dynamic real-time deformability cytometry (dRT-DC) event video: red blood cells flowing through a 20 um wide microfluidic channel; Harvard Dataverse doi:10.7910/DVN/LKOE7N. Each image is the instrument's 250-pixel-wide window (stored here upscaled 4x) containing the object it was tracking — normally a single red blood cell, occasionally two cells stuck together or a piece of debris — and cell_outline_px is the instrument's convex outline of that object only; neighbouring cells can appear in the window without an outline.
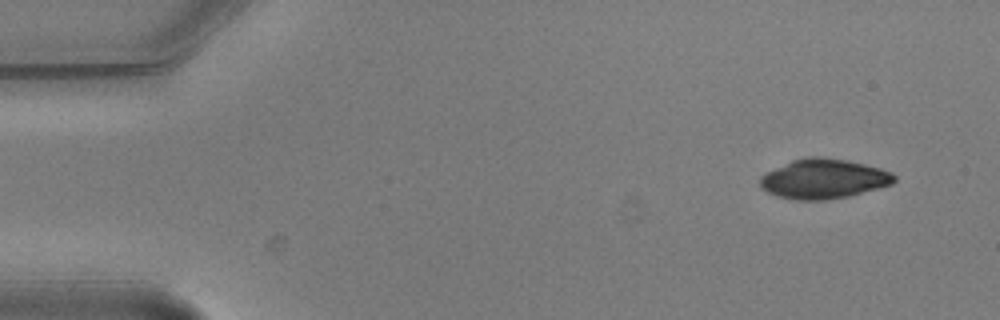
{"species": "common noctule bat (a hibernating species)", "species_latin": "Nyctalus noctula", "temperature_condition": "warm", "stored_images_in_passage": 3, "segment_of_instrument_passage": [2, 2], "camera_frame_rate_fps": 3000, "um_per_image_px": 0.085, "animal": {"sex": "male", "body_mass_g": 20.5, "forearm_length_mm": 52.5}, "frame": {"image": 1, "passage_image": 3, "time_ms": 0.667, "image_size_px": [1000, 320], "cell_outline_px": [[896, 180], [892, 184], [880, 188], [848, 196], [824, 200], [796, 200], [776, 196], [760, 188], [760, 176], [792, 160], [808, 156], [816, 156], [848, 160], [880, 168], [892, 172], [896, 176]], "centroid_in_image_um": [70.02, 15.2], "position_along_channel_um": 15.0, "area_um2": 31.04}}